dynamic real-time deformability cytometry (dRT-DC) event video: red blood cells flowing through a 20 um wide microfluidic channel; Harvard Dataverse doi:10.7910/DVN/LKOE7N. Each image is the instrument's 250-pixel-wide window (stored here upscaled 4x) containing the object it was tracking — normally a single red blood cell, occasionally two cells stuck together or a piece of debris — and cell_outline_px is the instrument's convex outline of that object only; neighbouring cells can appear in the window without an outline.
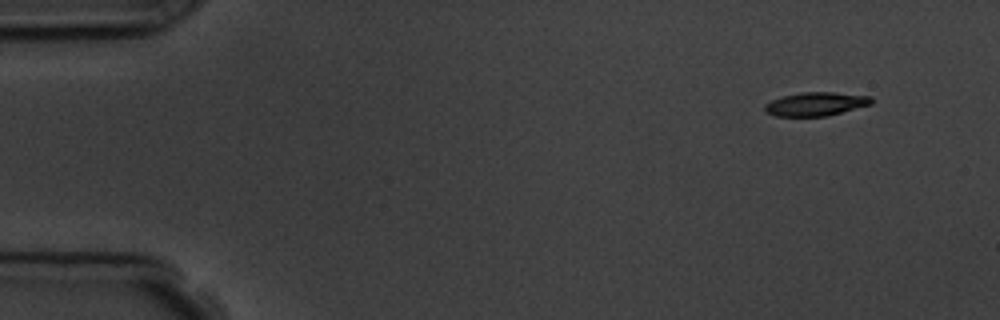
{"species": "common noctule bat (a hibernating species)", "species_latin": "Nyctalus noctula", "temperature_condition": "room temperature", "stored_images_in_passage": 4, "camera_frame_rate_fps": 3000, "um_per_image_px": 0.085, "animal": {"sex": "male", "body_mass_g": 19.5, "forearm_length_mm": 54.6}, "frame": {"image": 1, "passage_image": 1, "time_ms": 0.0, "image_size_px": [1000, 320], "cell_outline_px": [[872, 104], [828, 116], [776, 116], [764, 112], [764, 104], [772, 100], [784, 96], [800, 92], [832, 92], [872, 96]], "centroid_in_image_um": [69.34, 8.84], "position_along_channel_um": 15.7, "area_um2": 14.74}}
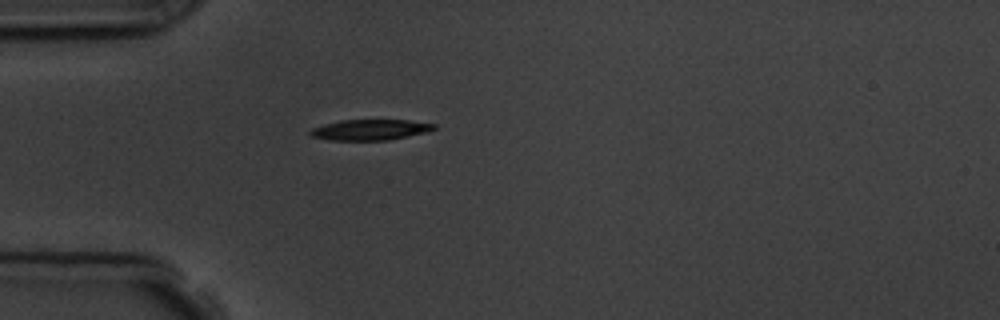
{"frame": {"image": 2, "passage_image": 4, "time_ms": 3.667, "image_size_px": [1000, 320], "cell_outline_px": [[436, 128], [428, 132], [388, 140], [328, 140], [312, 136], [308, 132], [312, 128], [324, 124], [340, 120], [408, 120], [436, 124]], "centroid_in_image_um": [31.47, 11.03], "position_along_channel_um": 53.5, "area_um2": 14.91}}